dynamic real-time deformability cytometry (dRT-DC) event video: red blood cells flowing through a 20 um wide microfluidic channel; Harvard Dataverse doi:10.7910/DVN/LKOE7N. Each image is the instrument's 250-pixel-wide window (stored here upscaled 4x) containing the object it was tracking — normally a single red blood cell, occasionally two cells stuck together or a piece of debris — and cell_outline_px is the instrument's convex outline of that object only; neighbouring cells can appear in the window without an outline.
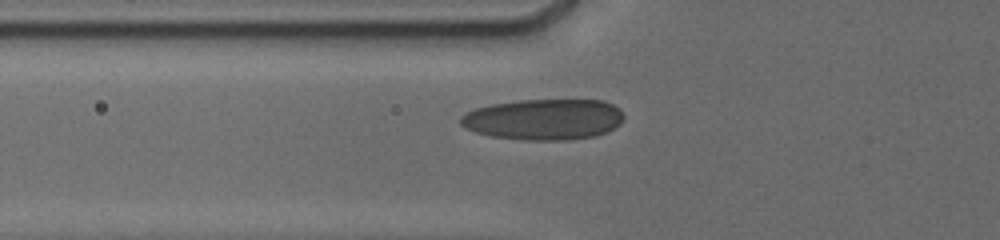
{"species": "human", "species_latin": "Homo sapiens", "temperature_condition": "cold", "stored_images_in_passage": 25, "segment_of_instrument_passage": [1, 2], "camera_frame_rate_fps": 3000, "um_per_image_px": 0.085, "donor": {"sex": "male"}, "frame": {"image": 1, "passage_image": 6, "time_ms": 2.667, "image_size_px": [1000, 240], "cell_outline_px": [[624, 116], [620, 124], [596, 136], [564, 140], [528, 140], [492, 136], [476, 132], [460, 124], [460, 116], [476, 108], [492, 104], [516, 100], [604, 100], [620, 108]], "centroid_in_image_um": [46.24, 10.13], "position_along_channel_um": 79.6, "area_um2": 38.78}}
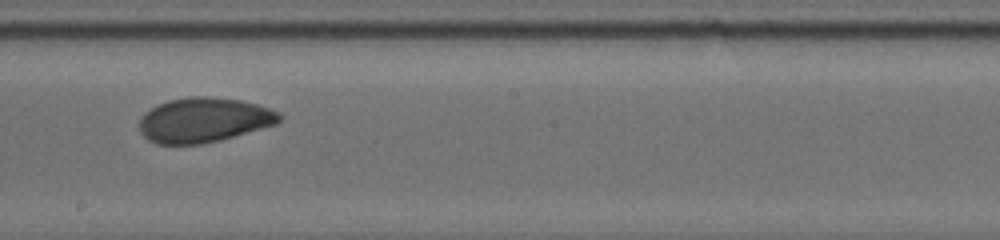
{"frame": {"image": 2, "passage_image": 14, "time_ms": 6.667, "image_size_px": [1000, 240], "cell_outline_px": [[284, 116], [276, 124], [220, 140], [200, 144], [156, 144], [148, 140], [140, 132], [140, 116], [144, 112], [156, 104], [168, 100], [188, 96], [208, 96], [240, 100], [256, 104], [280, 112]], "centroid_in_image_um": [17.3, 10.19], "position_along_channel_um": 230.9, "area_um2": 36.7}}
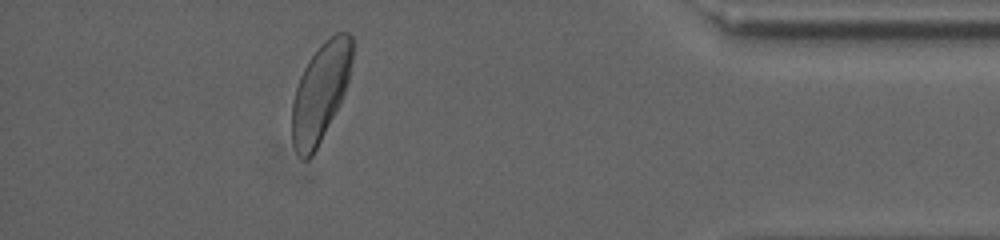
{"frame": {"image": 3, "passage_image": 22, "time_ms": 12.333, "image_size_px": [1000, 240], "cell_outline_px": [[352, 60], [348, 80], [344, 92], [312, 156], [308, 160], [304, 160], [296, 152], [292, 140], [292, 104], [296, 88], [300, 76], [308, 60], [320, 44], [324, 40], [336, 32], [348, 32], [352, 36]], "centroid_in_image_um": [27.22, 7.79], "position_along_channel_um": 408.0, "area_um2": 33.93}}